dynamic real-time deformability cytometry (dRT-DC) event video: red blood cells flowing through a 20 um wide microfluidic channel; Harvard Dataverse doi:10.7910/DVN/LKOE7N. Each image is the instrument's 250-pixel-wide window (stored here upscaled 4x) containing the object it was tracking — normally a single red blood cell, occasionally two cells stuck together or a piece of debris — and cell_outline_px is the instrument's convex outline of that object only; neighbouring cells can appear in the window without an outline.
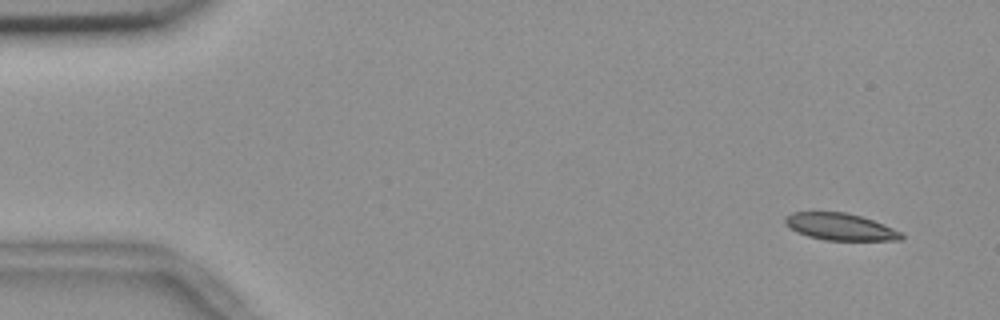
{"species": "common noctule bat (a hibernating species)", "species_latin": "Nyctalus noctula", "temperature_condition": "room temperature", "stored_images_in_passage": 5, "camera_frame_rate_fps": 3000, "um_per_image_px": 0.085, "animal": {"sex": "female", "body_mass_g": 18.4}, "frame": {"image": 1, "passage_image": 1, "time_ms": 0.0, "image_size_px": [1000, 320], "cell_outline_px": [[904, 236], [900, 240], [824, 240], [808, 236], [796, 232], [784, 224], [784, 216], [792, 212], [844, 212], [860, 216], [884, 224], [900, 232]], "centroid_in_image_um": [71.36, 19.27], "position_along_channel_um": 13.6, "area_um2": 18.21}}
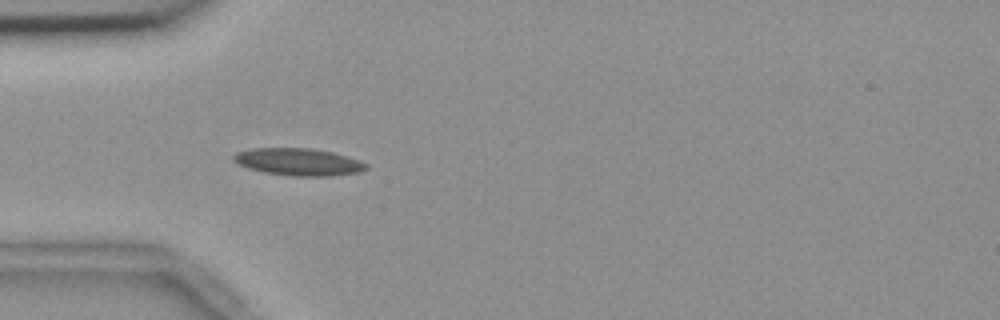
{"frame": {"image": 2, "passage_image": 4, "time_ms": 1.0, "image_size_px": [1000, 320], "cell_outline_px": [[368, 168], [356, 172], [332, 176], [292, 176], [264, 172], [248, 168], [232, 160], [232, 156], [236, 152], [252, 148], [312, 148], [332, 152], [368, 164]], "centroid_in_image_um": [25.32, 13.76], "position_along_channel_um": 59.7, "area_um2": 20.87}}